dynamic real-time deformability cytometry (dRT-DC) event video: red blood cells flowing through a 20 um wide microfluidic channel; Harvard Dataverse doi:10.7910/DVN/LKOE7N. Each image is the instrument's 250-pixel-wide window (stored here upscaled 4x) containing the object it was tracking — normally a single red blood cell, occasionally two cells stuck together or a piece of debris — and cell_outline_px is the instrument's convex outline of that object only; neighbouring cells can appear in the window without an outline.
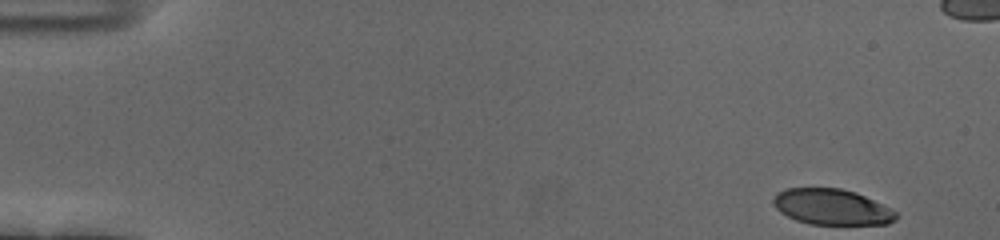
{"species": "human", "species_latin": "Homo sapiens", "temperature_condition": "cold", "stored_images_in_passage": 54, "camera_frame_rate_fps": 3000, "um_per_image_px": 0.085, "donor": {"sex": "female"}, "frame": {"image": 1, "passage_image": 1, "time_ms": 0.0, "image_size_px": [1000, 240], "cell_outline_px": [[896, 220], [888, 224], [808, 224], [796, 220], [780, 212], [772, 204], [772, 200], [776, 192], [784, 188], [840, 188], [856, 192], [896, 212]], "centroid_in_image_um": [70.64, 17.58], "position_along_channel_um": 14.4, "area_um2": 25.49}}
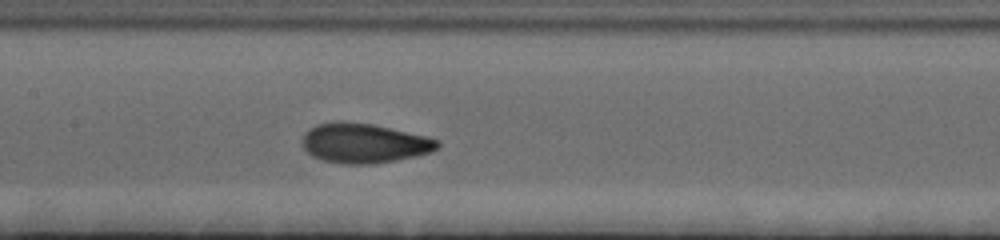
{"frame": {"image": 2, "passage_image": 25, "time_ms": 8.0, "image_size_px": [1000, 240], "cell_outline_px": [[440, 148], [432, 152], [416, 156], [396, 160], [372, 164], [344, 164], [324, 160], [312, 156], [300, 144], [300, 140], [304, 132], [308, 128], [316, 124], [332, 120], [340, 120], [372, 124], [428, 136], [440, 140]], "centroid_in_image_um": [30.93, 12.15], "position_along_channel_um": 176.5, "area_um2": 31.91}}
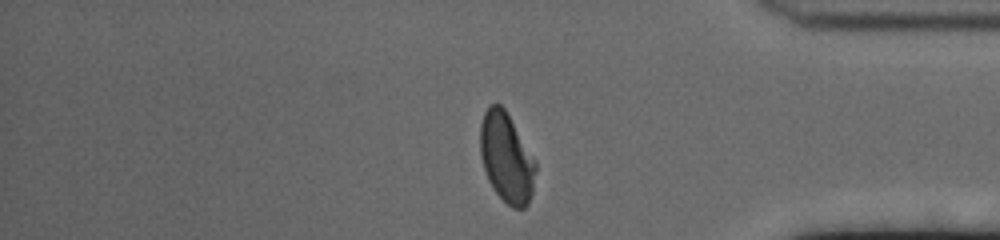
{"frame": {"image": 3, "passage_image": 44, "time_ms": 14.333, "image_size_px": [1000, 240], "cell_outline_px": [[536, 172], [532, 192], [528, 204], [524, 208], [512, 208], [496, 192], [488, 180], [480, 156], [480, 124], [484, 112], [488, 104], [500, 104], [504, 108], [536, 160]], "centroid_in_image_um": [43.05, 13.39], "position_along_channel_um": 392.2, "area_um2": 28.96}, "authors_computed_cell_mechanics": {"area_um2": 29.9115, "velocity_mm_per_s": 3.6909, "shape_relaxation_time_tau1_ms": 3.5611, "shape_relaxation_time_tau2_ms": 1.0576, "deformation_change_tau1": 0.1717, "deformation_change_tau2": 0.0651}}